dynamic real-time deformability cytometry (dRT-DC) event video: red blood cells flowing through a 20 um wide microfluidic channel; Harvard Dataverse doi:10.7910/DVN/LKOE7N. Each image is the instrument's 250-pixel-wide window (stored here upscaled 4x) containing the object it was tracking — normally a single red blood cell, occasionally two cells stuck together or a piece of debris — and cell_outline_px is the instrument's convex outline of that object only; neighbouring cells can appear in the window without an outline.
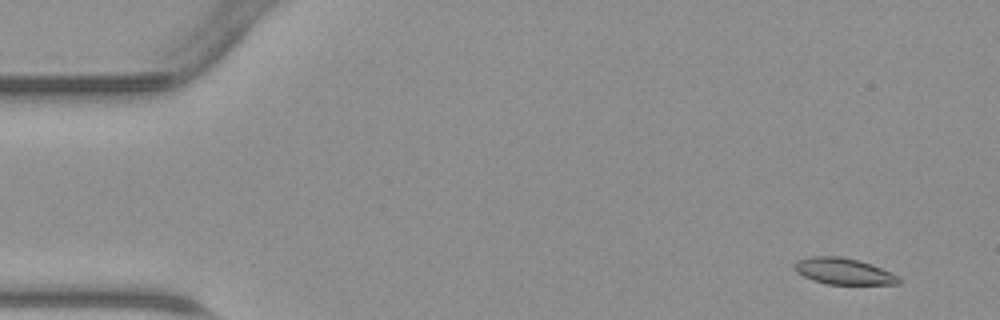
{"species": "common noctule bat (a hibernating species)", "species_latin": "Nyctalus noctula", "temperature_condition": "warm", "stored_images_in_passage": 46, "camera_frame_rate_fps": 3000, "um_per_image_px": 0.085, "animal": {"sex": "male", "body_mass_g": 23.1, "forearm_length_mm": 52.7}, "frame": {"image": 1, "passage_image": 3, "time_ms": 0.667, "image_size_px": [1000, 320], "cell_outline_px": [[900, 284], [828, 284], [812, 280], [796, 272], [796, 264], [800, 260], [808, 256], [840, 256], [860, 260], [900, 276]], "centroid_in_image_um": [71.73, 23.06], "position_along_channel_um": 13.3, "area_um2": 15.84}}
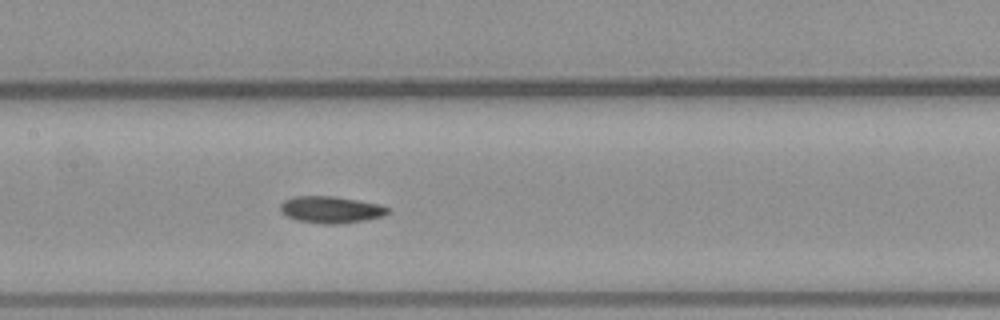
{"frame": {"image": 2, "passage_image": 22, "time_ms": 7.0, "image_size_px": [1000, 320], "cell_outline_px": [[388, 212], [384, 216], [368, 220], [336, 224], [324, 224], [296, 220], [280, 212], [280, 204], [284, 200], [292, 196], [336, 196], [380, 204], [388, 208]], "centroid_in_image_um": [28.12, 17.81], "position_along_channel_um": 179.3, "area_um2": 16.94}}
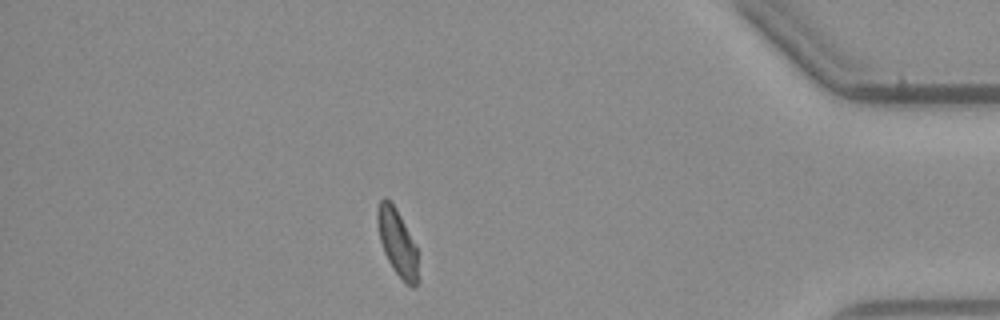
{"frame": {"image": 3, "passage_image": 40, "time_ms": 13.0, "image_size_px": [1000, 320], "cell_outline_px": [[420, 280], [412, 288], [392, 268], [384, 252], [380, 240], [376, 220], [376, 212], [380, 200], [384, 196], [396, 208], [416, 244]], "centroid_in_image_um": [33.79, 20.62], "position_along_channel_um": 401.4, "area_um2": 15.95}}